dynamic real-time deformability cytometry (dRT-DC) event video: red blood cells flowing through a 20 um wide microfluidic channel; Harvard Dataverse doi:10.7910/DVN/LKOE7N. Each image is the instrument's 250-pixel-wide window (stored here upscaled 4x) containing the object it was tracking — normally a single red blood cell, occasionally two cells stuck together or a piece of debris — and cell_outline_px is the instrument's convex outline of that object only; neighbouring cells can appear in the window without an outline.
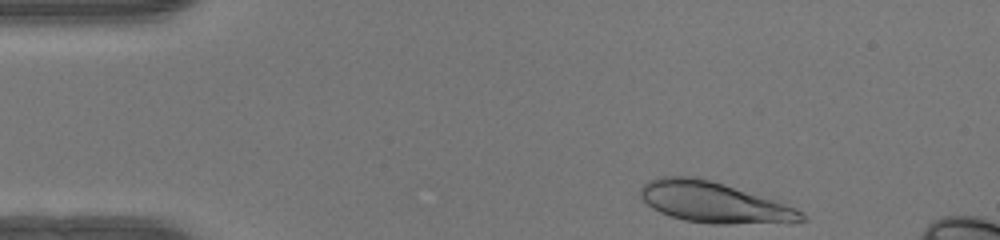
{"species": "human", "species_latin": "Homo sapiens", "temperature_condition": "warm", "stored_images_in_passage": 37, "camera_frame_rate_fps": 3000, "um_per_image_px": 0.085, "donor": {"sex": "female"}, "frame": {"image": 1, "passage_image": 1, "time_ms": 0.0, "image_size_px": [1000, 240], "cell_outline_px": [[808, 220], [792, 224], [712, 224], [684, 220], [660, 212], [652, 208], [640, 196], [640, 188], [648, 180], [660, 176], [692, 176], [724, 184], [796, 208]], "centroid_in_image_um": [60.71, 17.23], "position_along_channel_um": 24.3, "area_um2": 38.26}}
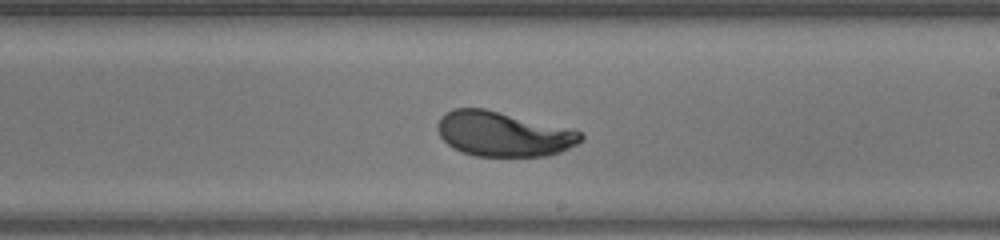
{"frame": {"image": 2, "passage_image": 23, "time_ms": 7.333, "image_size_px": [1000, 240], "cell_outline_px": [[584, 140], [560, 152], [548, 156], [476, 156], [460, 152], [452, 148], [440, 136], [436, 128], [436, 124], [440, 116], [444, 112], [452, 108], [484, 108], [572, 128], [580, 132], [584, 136]], "centroid_in_image_um": [42.76, 11.38], "position_along_channel_um": 246.2, "area_um2": 37.92}}
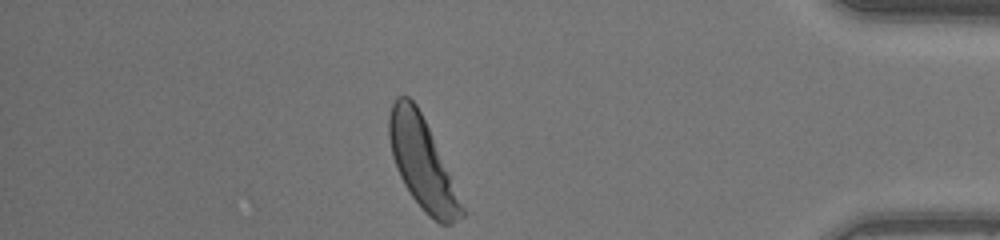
{"frame": {"image": 3, "passage_image": 37, "time_ms": 12.0, "image_size_px": [1000, 240], "cell_outline_px": [[468, 212], [464, 216], [452, 224], [440, 224], [428, 216], [424, 212], [412, 196], [404, 184], [396, 168], [392, 156], [388, 136], [388, 116], [392, 104], [396, 96], [408, 96], [416, 104], [432, 136]], "centroid_in_image_um": [35.9, 13.91], "position_along_channel_um": 399.3, "area_um2": 38.38}, "authors_computed_cell_mechanics": {"area_um2": 37.9168, "velocity_mm_per_s": 4.1319, "shape_relaxation_time_tau1_ms": 2.9251, "shape_relaxation_time_tau2_ms": null, "deformation_change_tau1": 0.1627, "deformation_change_tau2": null}}